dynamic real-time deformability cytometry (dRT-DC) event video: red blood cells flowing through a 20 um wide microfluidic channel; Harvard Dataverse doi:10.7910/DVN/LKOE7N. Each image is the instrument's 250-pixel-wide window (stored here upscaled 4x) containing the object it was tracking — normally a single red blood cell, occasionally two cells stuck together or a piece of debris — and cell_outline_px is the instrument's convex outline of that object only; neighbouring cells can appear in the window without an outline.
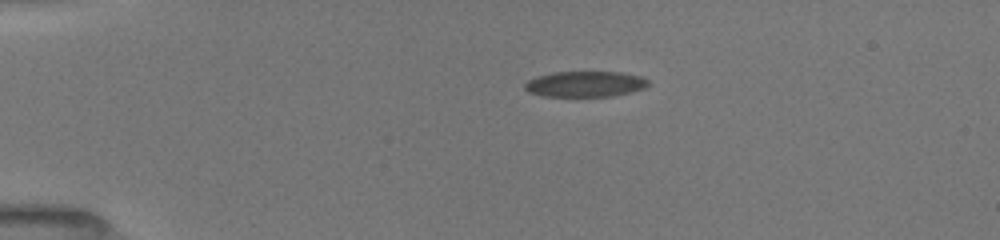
{"species": "common noctule bat (a hibernating species)", "species_latin": "Nyctalus noctula", "temperature_condition": "room temperature", "stored_images_in_passage": 40, "camera_frame_rate_fps": 3000, "um_per_image_px": 0.085, "animal": {"sex": "female", "body_mass_g": 19.5, "forearm_length_mm": 54.1}, "frame": {"image": 1, "passage_image": 2, "time_ms": 0.333, "image_size_px": [1000, 240], "cell_outline_px": [[648, 84], [644, 88], [612, 96], [544, 96], [528, 92], [524, 88], [524, 84], [528, 80], [552, 72], [620, 72], [640, 76], [648, 80]], "centroid_in_image_um": [49.71, 7.14], "position_along_channel_um": 35.3, "area_um2": 18.26}}
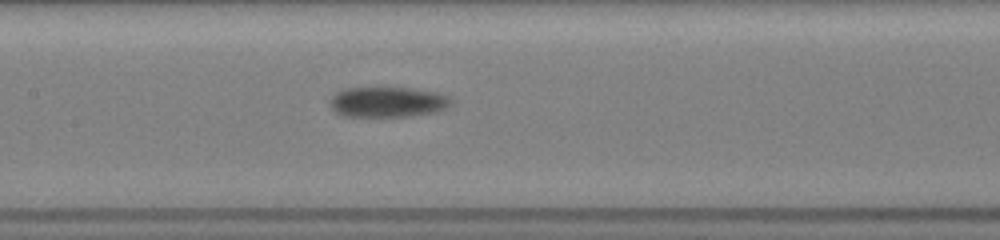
{"frame": {"image": 2, "passage_image": 17, "time_ms": 5.333, "image_size_px": [1000, 240], "cell_outline_px": [[452, 104], [436, 112], [412, 116], [340, 116], [332, 108], [332, 96], [336, 92], [348, 88], [408, 88], [436, 92], [448, 96], [452, 100]], "centroid_in_image_um": [32.97, 8.68], "position_along_channel_um": 174.4, "area_um2": 21.21}}
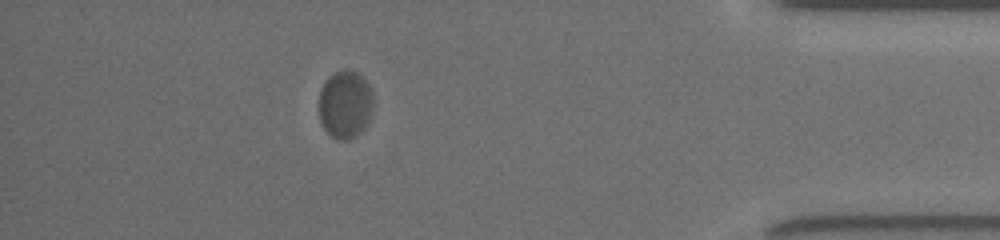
{"frame": {"image": 3, "passage_image": 35, "time_ms": 11.333, "image_size_px": [1000, 240], "cell_outline_px": [[372, 112], [364, 128], [356, 136], [348, 140], [336, 140], [324, 128], [320, 120], [320, 88], [328, 76], [332, 72], [344, 68], [356, 72], [368, 84], [372, 92]], "centroid_in_image_um": [29.33, 8.86], "position_along_channel_um": 405.9, "area_um2": 21.56}}